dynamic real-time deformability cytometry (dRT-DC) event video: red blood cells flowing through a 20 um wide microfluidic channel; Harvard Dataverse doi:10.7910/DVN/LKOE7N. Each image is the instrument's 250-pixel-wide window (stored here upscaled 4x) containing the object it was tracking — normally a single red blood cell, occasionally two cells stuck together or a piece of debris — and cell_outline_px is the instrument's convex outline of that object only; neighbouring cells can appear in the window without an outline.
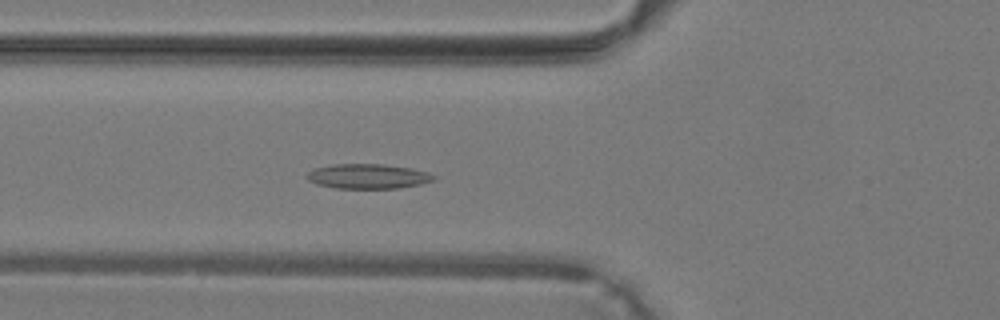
{"species": "common noctule bat (a hibernating species)", "species_latin": "Nyctalus noctula", "temperature_condition": "warm", "stored_images_in_passage": 38, "camera_frame_rate_fps": 3000, "um_per_image_px": 0.085, "animal": {"sex": "male", "body_mass_g": 19.2, "forearm_length_mm": 51.8}, "frame": {"image": 1, "passage_image": 13, "time_ms": 4.0, "image_size_px": [1000, 320], "cell_outline_px": [[436, 180], [420, 184], [400, 188], [336, 188], [316, 184], [308, 180], [308, 172], [316, 168], [332, 164], [384, 164], [412, 168], [428, 172], [436, 176]], "centroid_in_image_um": [31.32, 14.98], "position_along_channel_um": 94.5, "area_um2": 18.32}}
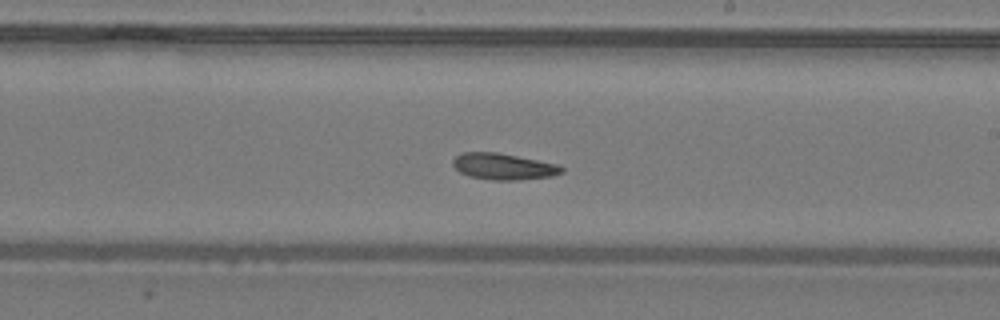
{"frame": {"image": 2, "passage_image": 22, "time_ms": 7.0, "image_size_px": [1000, 320], "cell_outline_px": [[564, 172], [552, 176], [520, 180], [492, 180], [468, 176], [460, 172], [452, 164], [452, 160], [456, 156], [464, 152], [496, 152], [560, 164], [564, 168]], "centroid_in_image_um": [42.82, 14.15], "position_along_channel_um": 246.2, "area_um2": 16.82}}
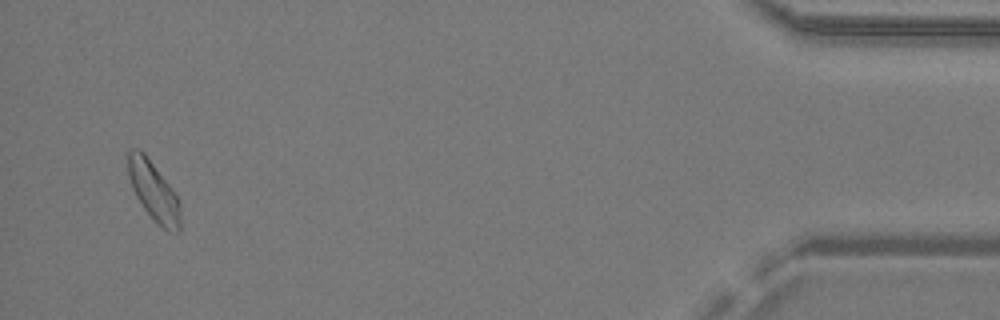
{"frame": {"image": 3, "passage_image": 37, "time_ms": 12.0, "image_size_px": [1000, 320], "cell_outline_px": [[180, 232], [168, 232], [144, 208], [136, 196], [132, 188], [128, 176], [124, 152], [132, 148], [140, 148], [144, 152], [176, 192], [180, 204]], "centroid_in_image_um": [13.02, 16.15], "position_along_channel_um": 422.2, "area_um2": 18.44}}